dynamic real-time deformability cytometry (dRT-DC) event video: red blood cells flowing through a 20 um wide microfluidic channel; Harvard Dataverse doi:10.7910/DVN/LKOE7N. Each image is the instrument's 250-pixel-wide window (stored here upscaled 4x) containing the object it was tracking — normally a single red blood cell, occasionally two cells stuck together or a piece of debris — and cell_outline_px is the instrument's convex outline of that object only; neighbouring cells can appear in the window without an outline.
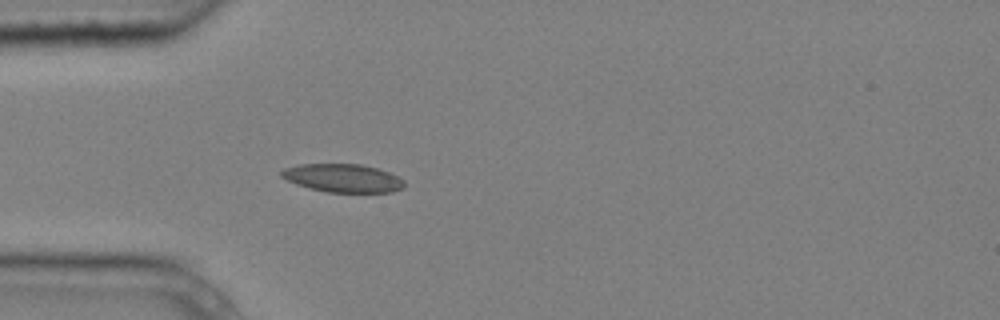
{"species": "common noctule bat (a hibernating species)", "species_latin": "Nyctalus noctula", "temperature_condition": "cold", "stored_images_in_passage": 5, "camera_frame_rate_fps": 3000, "um_per_image_px": 0.085, "animal": {"sex": "male", "body_mass_g": 20.4}, "frame": {"image": 1, "passage_image": 5, "time_ms": 1.333, "image_size_px": [1000, 320], "cell_outline_px": [[404, 188], [392, 192], [328, 192], [308, 188], [296, 184], [280, 176], [280, 172], [284, 168], [300, 164], [360, 164], [376, 168], [388, 172], [404, 180]], "centroid_in_image_um": [29.13, 15.14], "position_along_channel_um": 55.9, "area_um2": 20.17}}